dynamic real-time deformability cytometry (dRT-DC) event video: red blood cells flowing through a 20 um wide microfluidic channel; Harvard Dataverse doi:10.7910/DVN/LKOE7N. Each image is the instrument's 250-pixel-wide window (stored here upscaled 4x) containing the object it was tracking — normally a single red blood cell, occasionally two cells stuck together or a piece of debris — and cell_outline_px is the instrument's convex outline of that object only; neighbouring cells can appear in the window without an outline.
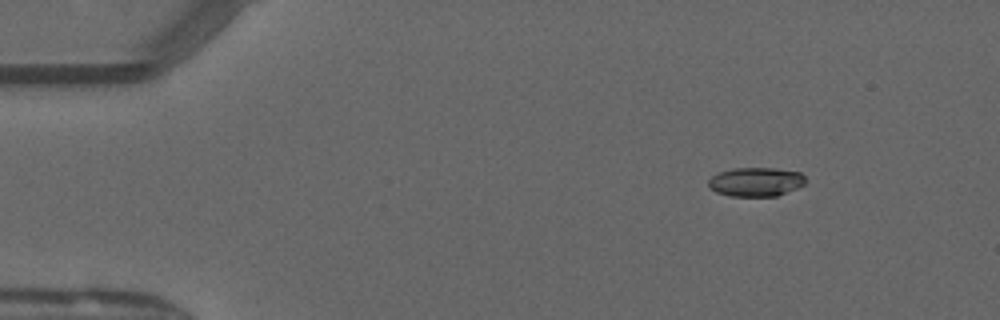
{"species": "common noctule bat (a hibernating species)", "species_latin": "Nyctalus noctula", "temperature_condition": "warm", "stored_images_in_passage": 13, "camera_frame_rate_fps": 3000, "um_per_image_px": 0.085, "animal": {"sex": "male", "forearm_length_mm": 52.5}, "frame": {"image": 1, "passage_image": 4, "time_ms": 1.0, "image_size_px": [1000, 320], "cell_outline_px": [[804, 184], [796, 188], [776, 196], [732, 196], [716, 192], [708, 184], [708, 180], [712, 176], [720, 172], [736, 168], [772, 168], [800, 172], [804, 176]], "centroid_in_image_um": [64.24, 15.46], "position_along_channel_um": 20.8, "area_um2": 16.13}}